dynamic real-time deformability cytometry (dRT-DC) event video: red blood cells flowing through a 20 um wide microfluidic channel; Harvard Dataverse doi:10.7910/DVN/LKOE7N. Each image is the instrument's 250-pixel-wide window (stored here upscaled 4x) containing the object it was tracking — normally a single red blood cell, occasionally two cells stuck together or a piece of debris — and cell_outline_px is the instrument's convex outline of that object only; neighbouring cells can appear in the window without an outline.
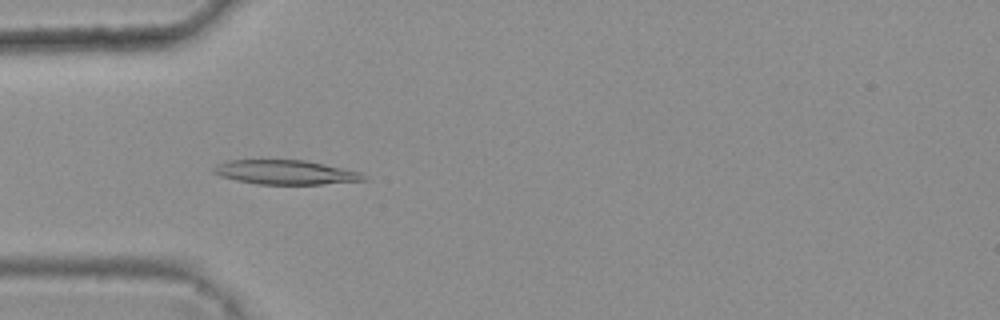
{"species": "common noctule bat (a hibernating species)", "species_latin": "Nyctalus noctula", "temperature_condition": "warm", "stored_images_in_passage": 41, "camera_frame_rate_fps": 3000, "um_per_image_px": 0.085, "animal": {"sex": "female", "body_mass_g": 25.1}, "frame": {"image": 1, "passage_image": 12, "time_ms": 3.667, "image_size_px": [1000, 320], "cell_outline_px": [[368, 180], [320, 184], [256, 184], [236, 180], [220, 176], [212, 172], [212, 168], [216, 164], [228, 160], [304, 160], [324, 164], [360, 172], [368, 176]], "centroid_in_image_um": [24.25, 14.64], "position_along_channel_um": 60.7, "area_um2": 21.27}}
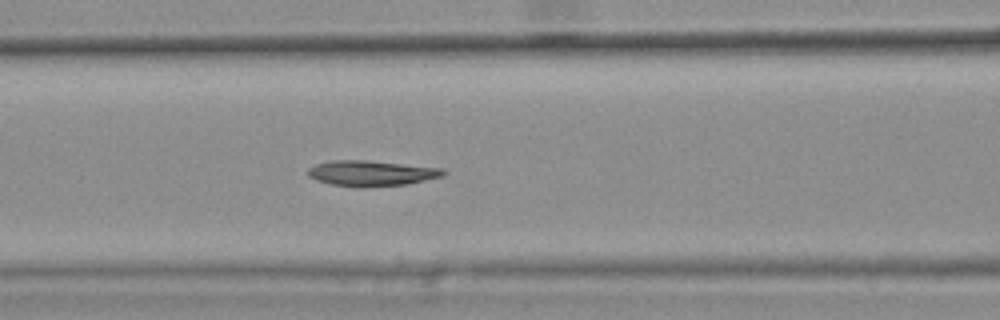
{"frame": {"image": 2, "passage_image": 18, "time_ms": 5.667, "image_size_px": [1000, 320], "cell_outline_px": [[448, 172], [444, 176], [408, 184], [364, 188], [356, 188], [332, 184], [316, 180], [308, 176], [308, 168], [316, 164], [332, 160], [368, 160], [440, 168]], "centroid_in_image_um": [31.57, 14.74], "position_along_channel_um": 135.0, "area_um2": 20.35}}
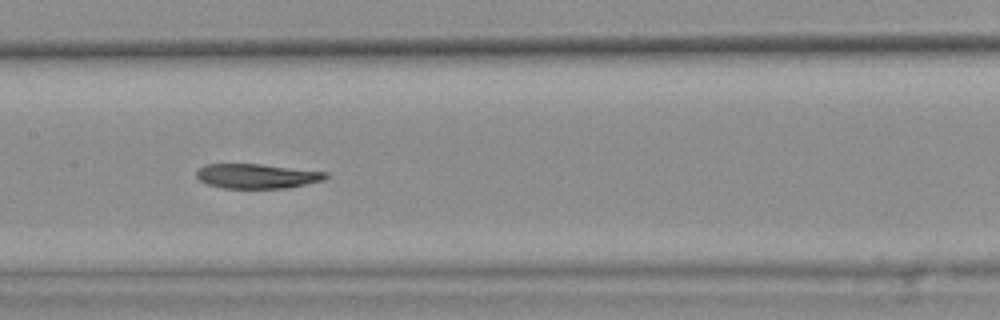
{"frame": {"image": 3, "passage_image": 22, "time_ms": 7.0, "image_size_px": [1000, 320], "cell_outline_px": [[328, 176], [324, 180], [288, 188], [224, 188], [208, 184], [200, 180], [196, 176], [196, 172], [204, 164], [260, 164], [328, 172]], "centroid_in_image_um": [21.85, 14.97], "position_along_channel_um": 185.5, "area_um2": 18.5}, "authors_computed_cell_mechanics": {"area_um2": 20.0566, "velocity_mm_per_s": 3.8009, "shape_relaxation_time_tau1_ms": 6.0448, "shape_relaxation_time_tau2_ms": null, "deformation_change_tau1": 0.1582, "deformation_change_tau2": null}}